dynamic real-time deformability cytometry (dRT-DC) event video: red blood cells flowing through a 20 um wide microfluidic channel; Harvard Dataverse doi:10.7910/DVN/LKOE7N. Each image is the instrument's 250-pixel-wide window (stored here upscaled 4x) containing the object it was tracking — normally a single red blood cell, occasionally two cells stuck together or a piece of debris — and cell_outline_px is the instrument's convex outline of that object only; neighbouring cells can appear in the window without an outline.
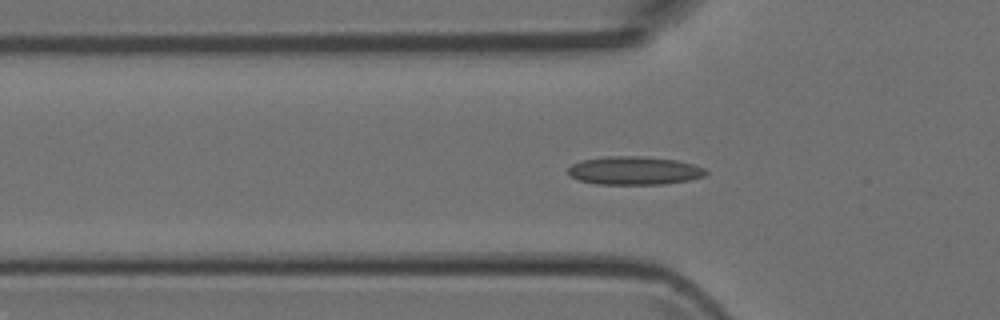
{"species": "Egyptian fruit bat (a non-hibernating species)", "species_latin": "Rousettus aegyptiacus", "temperature_condition": "room temperature", "stored_images_in_passage": 26, "camera_frame_rate_fps": 3000, "um_per_image_px": 0.085, "animal": {"sex": "female"}, "frame": {"image": 1, "passage_image": 15, "time_ms": 4.667, "image_size_px": [1000, 320], "cell_outline_px": [[708, 172], [704, 176], [688, 180], [664, 184], [596, 184], [580, 180], [572, 176], [568, 172], [568, 168], [572, 164], [580, 160], [608, 156], [640, 156], [676, 160], [692, 164], [704, 168]], "centroid_in_image_um": [53.9, 14.5], "position_along_channel_um": 71.9, "area_um2": 22.6}}
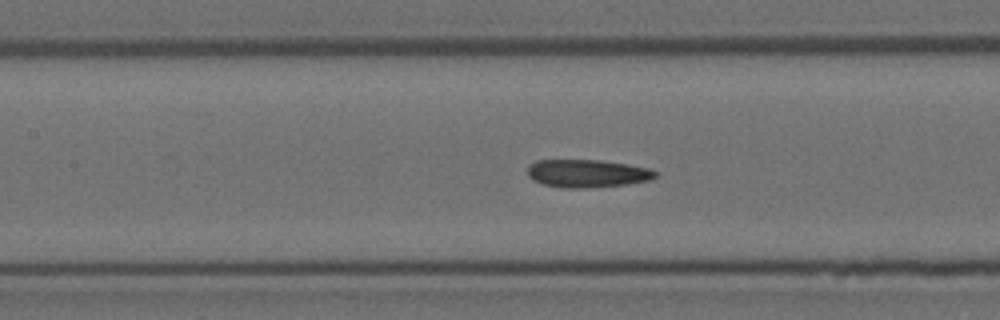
{"frame": {"image": 2, "passage_image": 21, "time_ms": 6.667, "image_size_px": [1000, 320], "cell_outline_px": [[660, 172], [656, 176], [648, 180], [628, 184], [588, 188], [564, 188], [544, 184], [532, 180], [528, 176], [528, 164], [536, 160], [600, 160], [628, 164], [648, 168]], "centroid_in_image_um": [49.9, 14.74], "position_along_channel_um": 157.5, "area_um2": 20.92}}
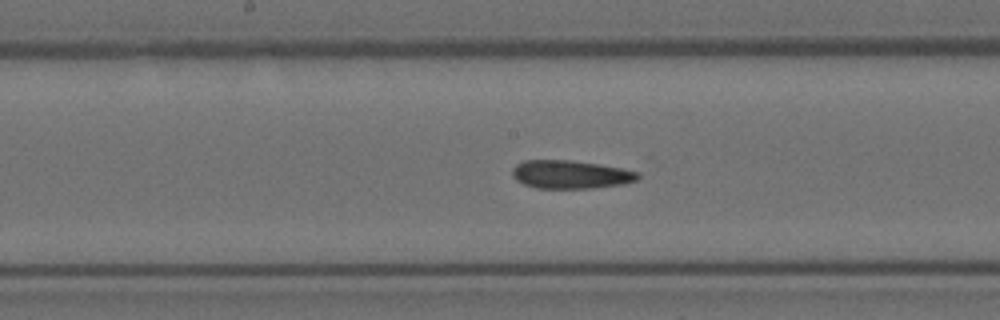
{"frame": {"image": 3, "passage_image": 24, "time_ms": 7.667, "image_size_px": [1000, 320], "cell_outline_px": [[640, 176], [636, 180], [624, 184], [592, 188], [536, 188], [524, 184], [516, 180], [512, 176], [512, 168], [516, 164], [524, 160], [572, 160], [600, 164], [640, 172]], "centroid_in_image_um": [48.49, 14.82], "position_along_channel_um": 199.7, "area_um2": 20.81}}